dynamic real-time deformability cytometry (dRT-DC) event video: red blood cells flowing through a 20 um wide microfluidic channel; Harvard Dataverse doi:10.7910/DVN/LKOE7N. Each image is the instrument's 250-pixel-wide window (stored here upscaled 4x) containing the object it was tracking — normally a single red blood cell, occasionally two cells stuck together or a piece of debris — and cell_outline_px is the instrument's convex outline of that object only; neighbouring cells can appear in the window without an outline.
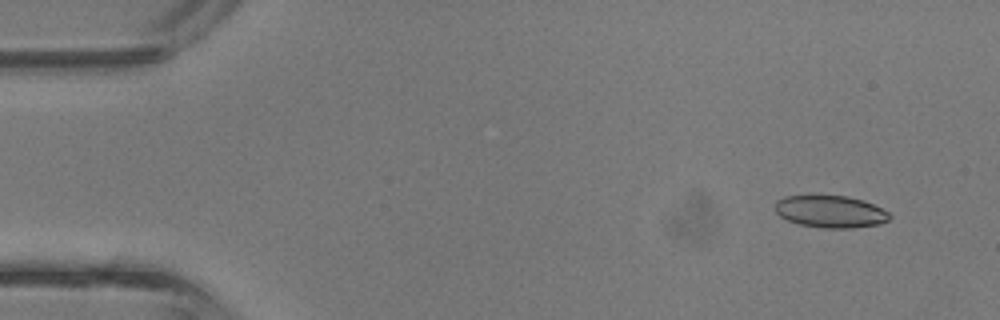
{"species": "common noctule bat (a hibernating species)", "species_latin": "Nyctalus noctula", "temperature_condition": "room temperature", "stored_images_in_passage": 43, "camera_frame_rate_fps": 3000, "um_per_image_px": 0.085, "animal": {"sex": "male", "body_mass_g": 13.3}, "frame": {"image": 1, "passage_image": 4, "time_ms": 1.0, "image_size_px": [1000, 320], "cell_outline_px": [[892, 216], [888, 220], [880, 224], [852, 228], [820, 228], [800, 224], [788, 220], [780, 216], [776, 212], [776, 200], [784, 196], [848, 196], [864, 200], [888, 212]], "centroid_in_image_um": [70.6, 17.99], "position_along_channel_um": 14.4, "area_um2": 21.39}}
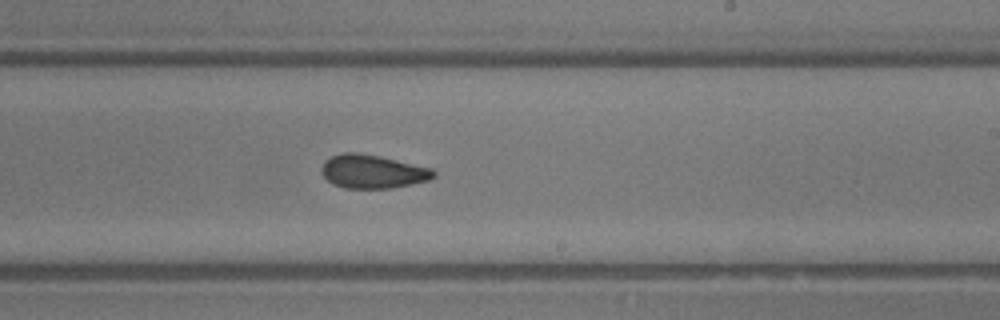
{"frame": {"image": 2, "passage_image": 26, "time_ms": 8.333, "image_size_px": [1000, 320], "cell_outline_px": [[436, 176], [428, 180], [412, 184], [392, 188], [344, 188], [332, 184], [324, 176], [320, 168], [324, 160], [332, 156], [344, 152], [356, 152], [380, 156], [432, 168], [436, 172]], "centroid_in_image_um": [31.67, 14.58], "position_along_channel_um": 257.3, "area_um2": 22.02}}
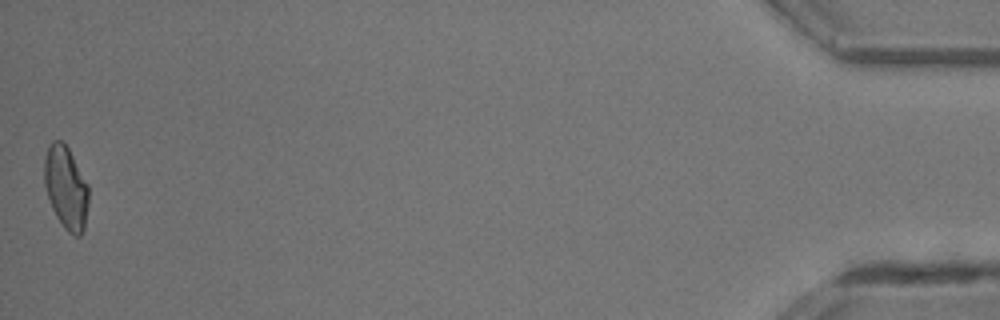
{"frame": {"image": 3, "passage_image": 43, "time_ms": 14.0, "image_size_px": [1000, 320], "cell_outline_px": [[88, 204], [84, 228], [80, 236], [72, 236], [64, 228], [56, 216], [52, 208], [44, 184], [44, 156], [48, 144], [52, 140], [60, 140], [68, 148], [88, 184]], "centroid_in_image_um": [5.59, 15.94], "position_along_channel_um": 429.6, "area_um2": 21.44}, "authors_computed_cell_mechanics": {"area_um2": 21.6172, "velocity_mm_per_s": 4.8338, "shape_relaxation_time_tau1_ms": 8.7551, "shape_relaxation_time_tau2_ms": 1.5326, "deformation_change_tau1": 0.1972, "deformation_change_tau2": 0.0758}}